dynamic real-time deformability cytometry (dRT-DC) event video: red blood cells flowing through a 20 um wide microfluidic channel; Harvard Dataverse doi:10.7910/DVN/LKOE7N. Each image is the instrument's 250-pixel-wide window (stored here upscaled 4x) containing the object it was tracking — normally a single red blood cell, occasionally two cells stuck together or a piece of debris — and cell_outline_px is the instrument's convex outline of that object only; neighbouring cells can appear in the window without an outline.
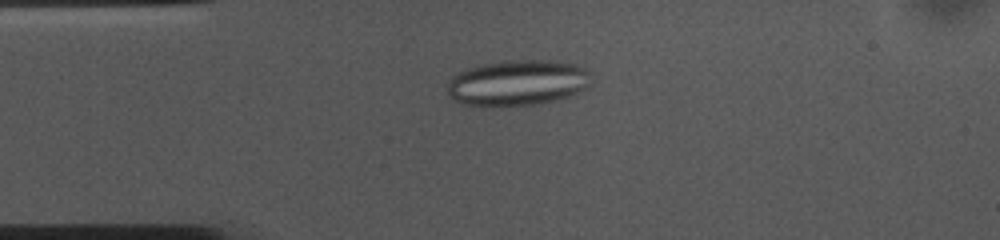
{"species": "common noctule bat (a hibernating species)", "species_latin": "Nyctalus noctula", "temperature_condition": "cold", "stored_images_in_passage": 53, "camera_frame_rate_fps": 3000, "um_per_image_px": 0.085, "animal": {"sex": "female", "body_mass_g": 10.0, "forearm_length_mm": 53.1}, "frame": {"image": 1, "passage_image": 11, "time_ms": 3.333, "image_size_px": [1000, 240], "cell_outline_px": [[588, 88], [568, 96], [536, 104], [460, 104], [448, 96], [448, 84], [452, 76], [464, 68], [480, 64], [508, 60], [552, 60], [576, 64], [584, 68], [588, 72]], "centroid_in_image_um": [43.96, 7.0], "position_along_channel_um": 41.0, "area_um2": 37.8}}
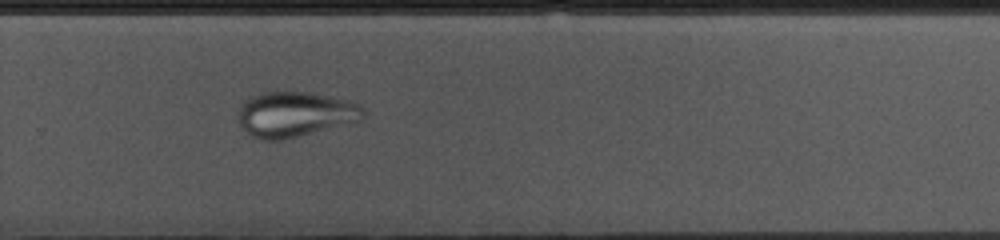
{"frame": {"image": 2, "passage_image": 34, "time_ms": 11.0, "image_size_px": [1000, 240], "cell_outline_px": [[364, 120], [280, 140], [264, 140], [252, 136], [240, 124], [240, 104], [244, 100], [260, 92], [308, 92], [348, 100], [360, 104], [364, 108]], "centroid_in_image_um": [25.11, 9.7], "position_along_channel_um": 304.7, "area_um2": 32.71}}
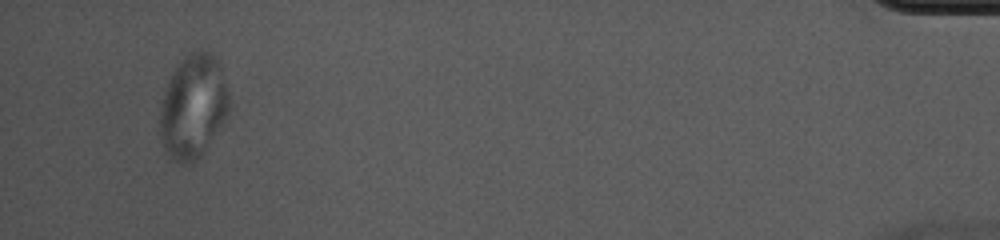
{"frame": {"image": 3, "passage_image": 50, "time_ms": 16.333, "image_size_px": [1000, 240], "cell_outline_px": [[232, 104], [228, 112], [204, 152], [200, 156], [188, 164], [180, 164], [172, 160], [164, 148], [160, 140], [160, 104], [168, 80], [176, 64], [188, 52], [200, 48], [212, 52], [216, 56]], "centroid_in_image_um": [16.4, 9.02], "position_along_channel_um": 418.8, "area_um2": 42.25}}